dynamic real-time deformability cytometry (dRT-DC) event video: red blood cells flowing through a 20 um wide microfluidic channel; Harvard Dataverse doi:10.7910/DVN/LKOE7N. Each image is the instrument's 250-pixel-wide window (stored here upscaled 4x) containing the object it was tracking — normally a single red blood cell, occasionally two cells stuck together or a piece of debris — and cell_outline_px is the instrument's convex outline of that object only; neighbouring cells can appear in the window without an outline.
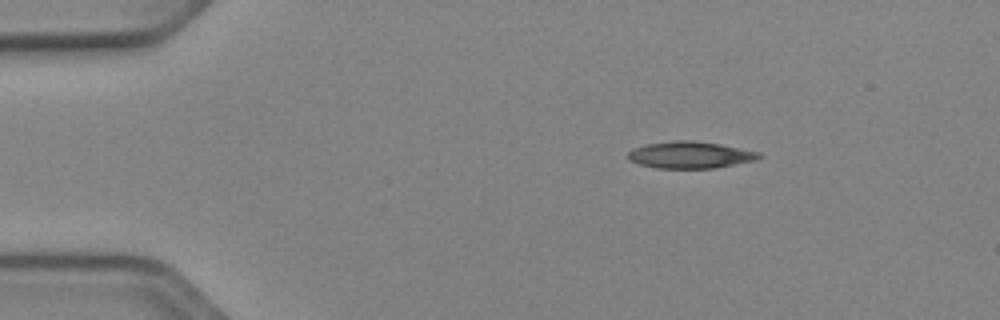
{"species": "Egyptian fruit bat (a non-hibernating species)", "species_latin": "Rousettus aegyptiacus", "temperature_condition": "cold", "stored_images_in_passage": 44, "camera_frame_rate_fps": 3000, "um_per_image_px": 0.085, "animal": {"sex": "female"}, "frame": {"image": 1, "passage_image": 1, "time_ms": 0.0, "image_size_px": [1000, 320], "cell_outline_px": [[764, 156], [756, 160], [716, 168], [656, 168], [640, 164], [628, 160], [628, 152], [632, 148], [648, 144], [672, 140], [696, 140], [720, 144], [760, 152]], "centroid_in_image_um": [58.68, 13.16], "position_along_channel_um": 26.3, "area_um2": 20.63}}
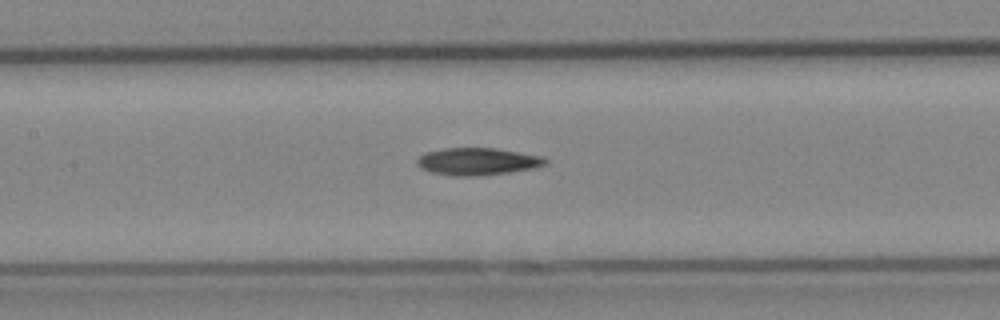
{"frame": {"image": 2, "passage_image": 17, "time_ms": 5.333, "image_size_px": [1000, 320], "cell_outline_px": [[548, 164], [536, 168], [480, 176], [456, 176], [432, 172], [420, 168], [416, 164], [416, 160], [424, 152], [444, 148], [496, 148], [544, 156], [548, 160]], "centroid_in_image_um": [40.62, 13.72], "position_along_channel_um": 166.8, "area_um2": 20.63}}
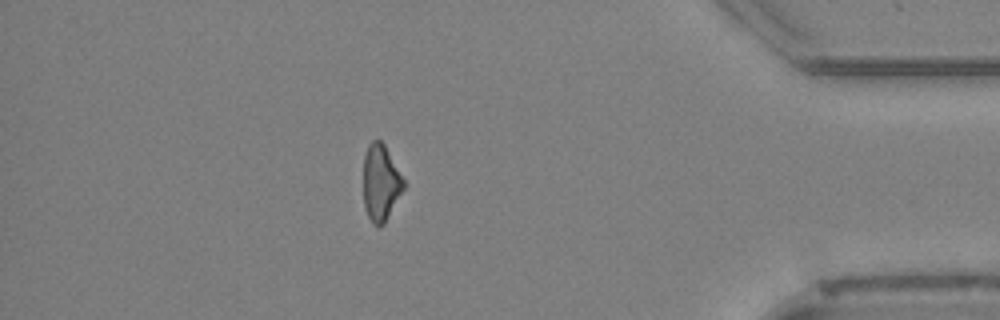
{"frame": {"image": 3, "passage_image": 38, "time_ms": 12.333, "image_size_px": [1000, 320], "cell_outline_px": [[404, 188], [384, 224], [372, 224], [368, 216], [364, 204], [364, 152], [368, 144], [372, 140], [380, 140], [384, 144], [404, 180]], "centroid_in_image_um": [32.35, 15.51], "position_along_channel_um": 402.9, "area_um2": 17.63}, "authors_computed_cell_mechanics": {"area_um2": 20.0855, "velocity_mm_per_s": 3.9326, "shape_relaxation_time_tau1_ms": 7.3951, "shape_relaxation_time_tau2_ms": null, "deformation_change_tau1": 0.172, "deformation_change_tau2": null}}